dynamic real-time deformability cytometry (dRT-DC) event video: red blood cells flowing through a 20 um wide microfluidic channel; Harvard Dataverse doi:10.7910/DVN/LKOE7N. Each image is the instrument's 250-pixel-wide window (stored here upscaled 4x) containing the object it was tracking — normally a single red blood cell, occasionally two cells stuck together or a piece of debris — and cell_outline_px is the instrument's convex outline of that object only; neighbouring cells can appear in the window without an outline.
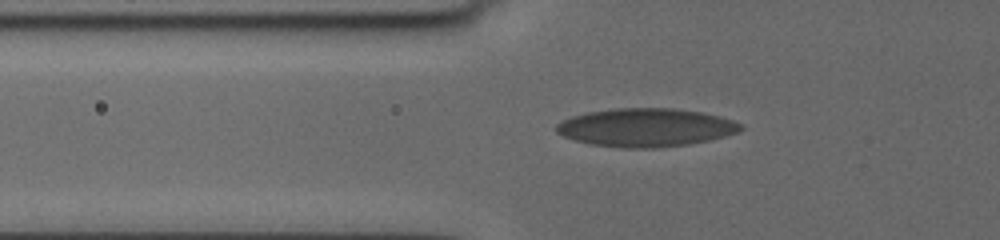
{"species": "human", "species_latin": "Homo sapiens", "temperature_condition": "cold", "stored_images_in_passage": 8, "segment_of_instrument_passage": [1, 2], "camera_frame_rate_fps": 3000, "um_per_image_px": 0.085, "donor": {"sex": "female"}, "frame": {"image": 1, "passage_image": 2, "time_ms": 0.333, "image_size_px": [1000, 240], "cell_outline_px": [[744, 128], [736, 132], [724, 136], [708, 140], [688, 144], [656, 148], [624, 148], [592, 144], [576, 140], [564, 136], [556, 132], [556, 124], [572, 116], [588, 112], [616, 108], [672, 108], [700, 112], [732, 120], [740, 124]], "centroid_in_image_um": [54.87, 10.84], "position_along_channel_um": 70.9, "area_um2": 40.69}}
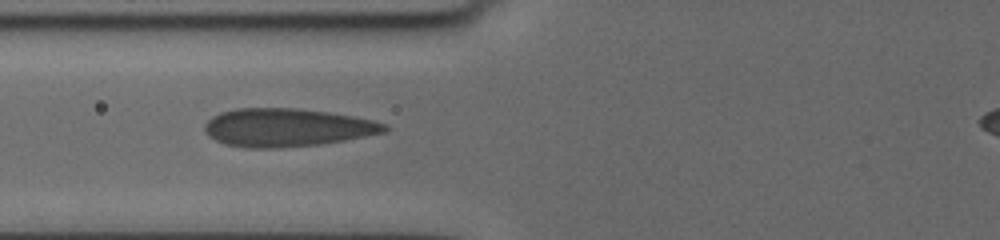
{"frame": {"image": 2, "passage_image": 5, "time_ms": 1.333, "image_size_px": [1000, 240], "cell_outline_px": [[388, 132], [344, 140], [320, 144], [284, 148], [240, 148], [224, 144], [208, 136], [204, 132], [204, 124], [212, 116], [220, 112], [236, 108], [296, 108], [328, 112], [352, 116], [372, 120], [388, 124]], "centroid_in_image_um": [24.36, 10.85], "position_along_channel_um": 101.4, "area_um2": 40.4}}